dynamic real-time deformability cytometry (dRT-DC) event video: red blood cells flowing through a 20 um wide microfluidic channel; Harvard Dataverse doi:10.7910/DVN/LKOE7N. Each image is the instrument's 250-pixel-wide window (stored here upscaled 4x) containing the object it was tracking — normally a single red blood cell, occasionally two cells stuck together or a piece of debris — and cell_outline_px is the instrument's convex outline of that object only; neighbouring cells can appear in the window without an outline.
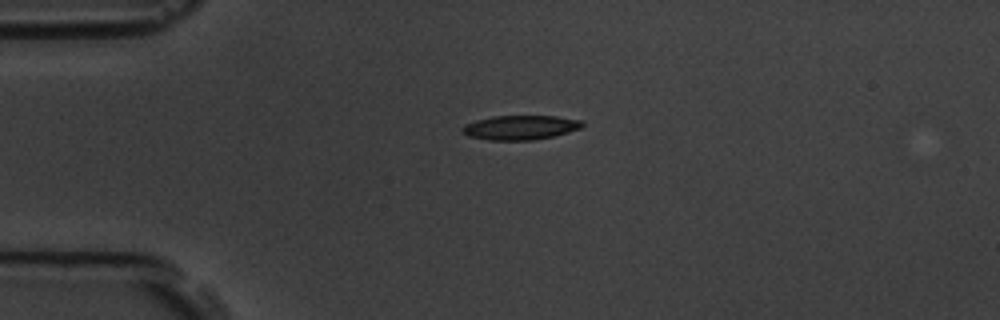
{"species": "common noctule bat (a hibernating species)", "species_latin": "Nyctalus noctula", "temperature_condition": "room temperature", "stored_images_in_passage": 3, "camera_frame_rate_fps": 3000, "um_per_image_px": 0.085, "animal": {"sex": "male", "body_mass_g": 19.5, "forearm_length_mm": 54.6}, "frame": {"image": 1, "passage_image": 1, "time_ms": 0.0, "image_size_px": [1000, 320], "cell_outline_px": [[584, 124], [580, 128], [568, 132], [552, 136], [532, 140], [488, 140], [468, 136], [460, 132], [460, 128], [464, 124], [476, 120], [492, 116], [556, 116], [580, 120]], "centroid_in_image_um": [44.16, 10.83], "position_along_channel_um": 40.8, "area_um2": 17.05}}
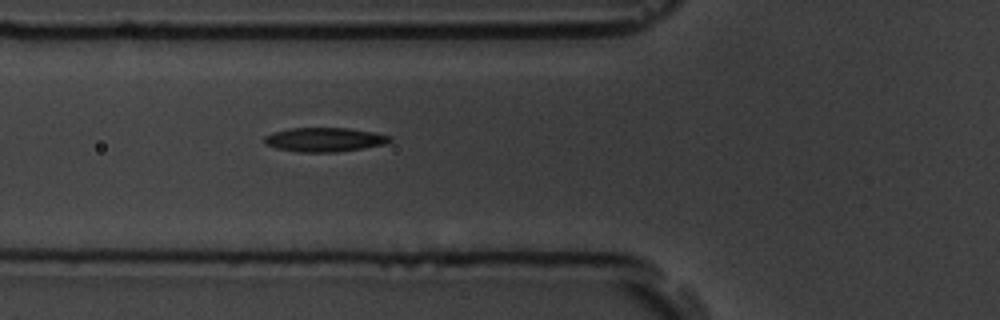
{"frame": {"image": 2, "passage_image": 3, "time_ms": 2.333, "image_size_px": [1000, 320], "cell_outline_px": [[392, 140], [388, 144], [364, 148], [336, 152], [300, 152], [276, 148], [264, 144], [264, 136], [272, 132], [288, 128], [348, 128], [372, 132], [392, 136]], "centroid_in_image_um": [27.58, 11.87], "position_along_channel_um": 98.2, "area_um2": 17.8}}